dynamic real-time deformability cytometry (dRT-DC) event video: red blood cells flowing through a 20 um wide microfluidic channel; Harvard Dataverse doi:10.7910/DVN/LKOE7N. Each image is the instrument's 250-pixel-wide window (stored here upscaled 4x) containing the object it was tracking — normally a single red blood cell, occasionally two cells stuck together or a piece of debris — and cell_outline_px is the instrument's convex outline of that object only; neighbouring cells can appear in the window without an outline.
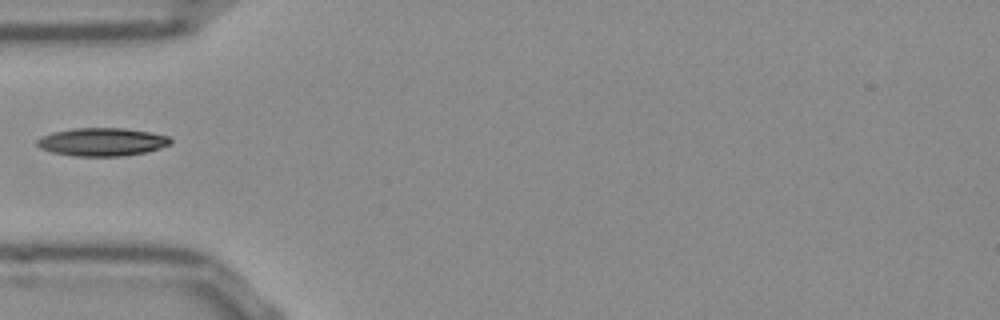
{"species": "Egyptian fruit bat (a non-hibernating species)", "species_latin": "Rousettus aegyptiacus", "temperature_condition": "room temperature", "stored_images_in_passage": 9, "camera_frame_rate_fps": 3000, "um_per_image_px": 0.085, "frame": {"image": 1, "passage_image": 1, "time_ms": 0.0, "image_size_px": [1000, 320], "cell_outline_px": [[172, 144], [160, 148], [144, 152], [120, 156], [76, 156], [52, 152], [40, 148], [36, 144], [36, 140], [40, 136], [52, 132], [72, 128], [124, 128], [152, 132], [168, 136], [172, 140]], "centroid_in_image_um": [8.66, 12.05], "position_along_channel_um": 76.3, "area_um2": 21.96}}